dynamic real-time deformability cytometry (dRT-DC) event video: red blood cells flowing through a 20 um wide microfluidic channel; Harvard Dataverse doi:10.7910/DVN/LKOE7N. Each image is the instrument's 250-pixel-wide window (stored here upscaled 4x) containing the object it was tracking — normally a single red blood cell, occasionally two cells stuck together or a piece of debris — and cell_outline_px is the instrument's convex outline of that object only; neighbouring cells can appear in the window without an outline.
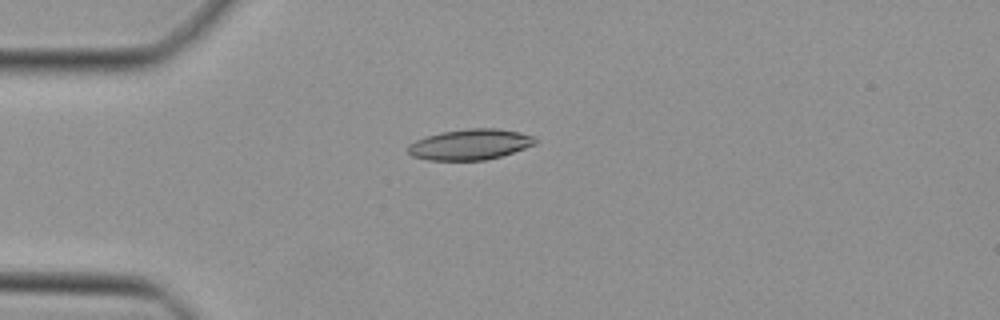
{"species": "Egyptian fruit bat (a non-hibernating species)", "species_latin": "Rousettus aegyptiacus", "temperature_condition": "cold", "stored_images_in_passage": 28, "camera_frame_rate_fps": 3000, "um_per_image_px": 0.085, "animal": {"sex": "female"}, "frame": {"image": 1, "passage_image": 1, "time_ms": 0.0, "image_size_px": [1000, 320], "cell_outline_px": [[536, 144], [500, 156], [484, 160], [428, 160], [412, 156], [408, 152], [408, 144], [416, 140], [440, 132], [468, 128], [496, 128], [520, 132], [536, 136]], "centroid_in_image_um": [39.96, 12.27], "position_along_channel_um": 45.0, "area_um2": 22.72}}
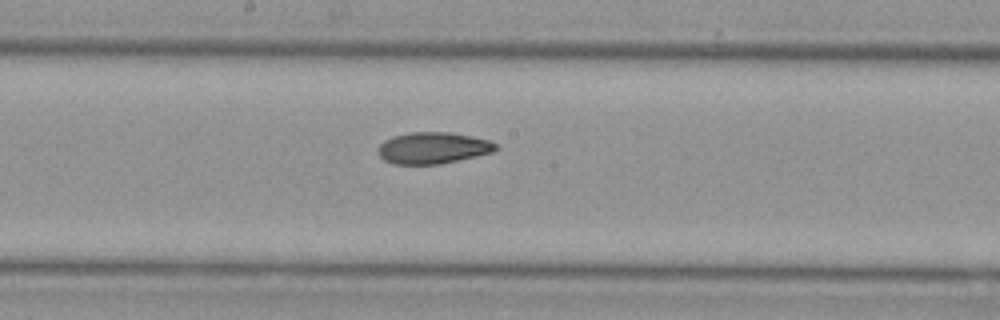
{"frame": {"image": 2, "passage_image": 14, "time_ms": 4.333, "image_size_px": [1000, 320], "cell_outline_px": [[500, 148], [492, 152], [476, 156], [440, 164], [392, 164], [384, 160], [380, 156], [380, 144], [384, 140], [392, 136], [412, 132], [452, 132], [488, 140], [496, 144]], "centroid_in_image_um": [36.81, 12.57], "position_along_channel_um": 211.4, "area_um2": 21.5}}
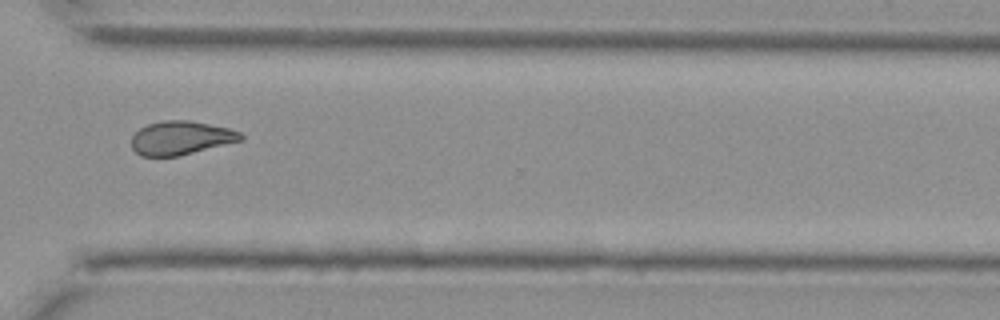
{"frame": {"image": 3, "passage_image": 24, "time_ms": 7.667, "image_size_px": [1000, 320], "cell_outline_px": [[244, 140], [176, 156], [140, 156], [132, 148], [132, 136], [140, 128], [148, 124], [164, 120], [188, 120], [228, 128], [240, 132], [244, 136]], "centroid_in_image_um": [15.37, 11.72], "position_along_channel_um": 355.2, "area_um2": 21.27}}